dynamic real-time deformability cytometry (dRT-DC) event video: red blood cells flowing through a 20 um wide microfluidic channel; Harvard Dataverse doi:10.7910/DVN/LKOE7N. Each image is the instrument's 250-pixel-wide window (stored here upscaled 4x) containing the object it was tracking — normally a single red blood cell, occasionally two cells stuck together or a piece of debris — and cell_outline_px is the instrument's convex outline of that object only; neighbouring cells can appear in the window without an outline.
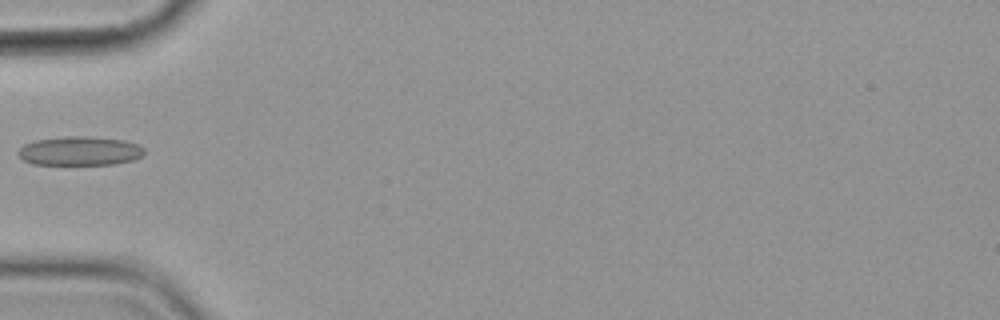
{"species": "common noctule bat (a hibernating species)", "species_latin": "Nyctalus noctula", "temperature_condition": "cold", "stored_images_in_passage": 1, "camera_frame_rate_fps": 3000, "um_per_image_px": 0.085, "animal": {"sex": "female", "body_mass_g": 19.9}, "frame": {"image": 1, "passage_image": 1, "time_ms": 0.0, "image_size_px": [1000, 320], "cell_outline_px": [[144, 152], [140, 156], [132, 160], [112, 164], [32, 164], [24, 160], [16, 152], [24, 144], [36, 140], [64, 136], [84, 136], [124, 140], [136, 144], [144, 148]], "centroid_in_image_um": [6.75, 12.82], "position_along_channel_um": 78.3, "area_um2": 21.1}}